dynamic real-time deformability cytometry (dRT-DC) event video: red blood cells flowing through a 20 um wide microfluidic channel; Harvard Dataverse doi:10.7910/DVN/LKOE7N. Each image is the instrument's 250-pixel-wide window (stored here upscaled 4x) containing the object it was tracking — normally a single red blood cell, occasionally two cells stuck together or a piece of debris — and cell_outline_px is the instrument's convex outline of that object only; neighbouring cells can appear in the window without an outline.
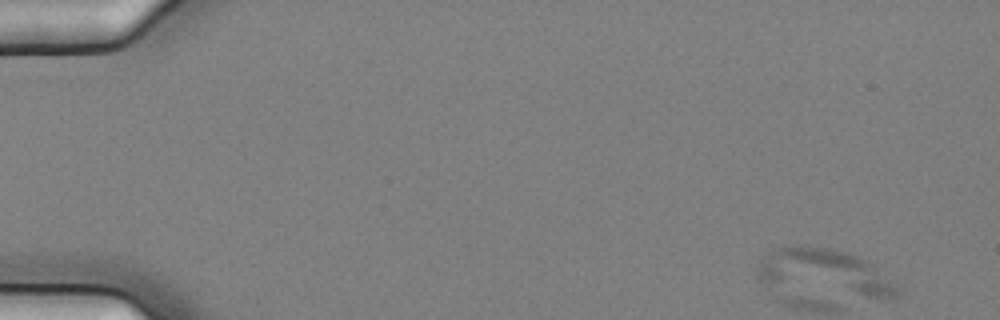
{"species": "common noctule bat (a hibernating species)", "species_latin": "Nyctalus noctula", "temperature_condition": "cold", "stored_images_in_passage": 5, "camera_frame_rate_fps": 3000, "um_per_image_px": 0.085, "animal": {"sex": "female", "body_mass_g": 25.1}, "frame": {"image": 1, "passage_image": 1, "time_ms": 0.0, "image_size_px": [1000, 320], "cell_outline_px": [[900, 292], [896, 296], [868, 296], [768, 284], [760, 280], [756, 276], [756, 268], [760, 260], [772, 248], [792, 244], [804, 244], [832, 248], [848, 252], [876, 264]], "centroid_in_image_um": [70.0, 23.04], "position_along_channel_um": 15.0, "area_um2": 36.82}}